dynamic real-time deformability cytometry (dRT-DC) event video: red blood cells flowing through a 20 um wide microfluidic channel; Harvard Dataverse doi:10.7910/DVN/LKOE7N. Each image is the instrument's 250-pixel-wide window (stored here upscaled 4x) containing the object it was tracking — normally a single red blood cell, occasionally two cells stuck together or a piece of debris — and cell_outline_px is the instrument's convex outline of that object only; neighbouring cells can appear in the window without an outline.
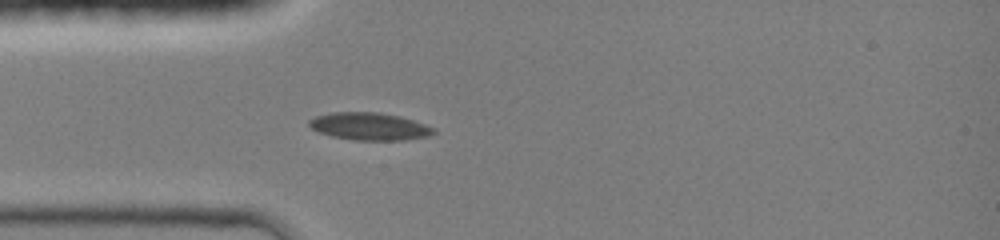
{"species": "common noctule bat (a hibernating species)", "species_latin": "Nyctalus noctula", "temperature_condition": "room temperature", "stored_images_in_passage": 10, "camera_frame_rate_fps": 3000, "um_per_image_px": 0.085, "animal": {"sex": "female", "body_mass_g": 19.0, "forearm_length_mm": 51.5}, "frame": {"image": 1, "passage_image": 1, "time_ms": 0.0, "image_size_px": [1000, 240], "cell_outline_px": [[436, 132], [432, 136], [404, 140], [356, 140], [332, 136], [320, 132], [312, 128], [308, 124], [308, 120], [316, 116], [332, 112], [380, 112], [400, 116], [424, 124], [432, 128]], "centroid_in_image_um": [31.42, 10.74], "position_along_channel_um": 53.6, "area_um2": 19.88}}
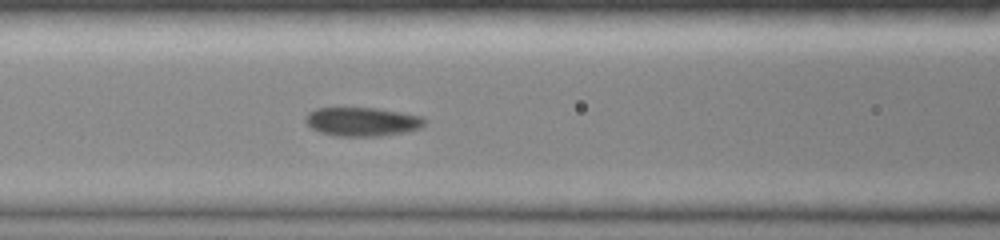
{"frame": {"image": 2, "passage_image": 7, "time_ms": 2.0, "image_size_px": [1000, 240], "cell_outline_px": [[428, 120], [420, 128], [408, 132], [380, 136], [336, 136], [320, 132], [312, 128], [304, 120], [304, 116], [308, 112], [316, 108], [376, 108], [400, 112], [420, 116]], "centroid_in_image_um": [30.79, 10.34], "position_along_channel_um": 135.8, "area_um2": 20.11}}
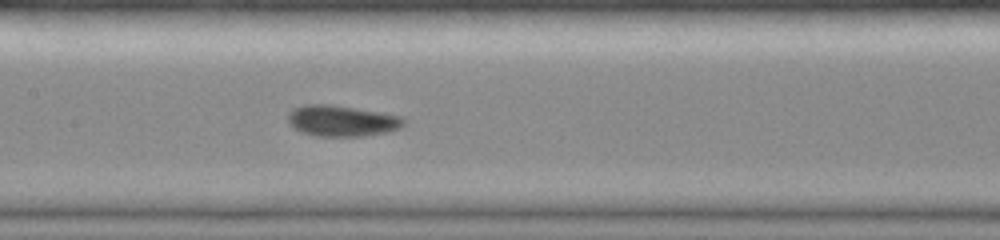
{"frame": {"image": 3, "passage_image": 10, "time_ms": 3.0, "image_size_px": [1000, 240], "cell_outline_px": [[404, 124], [400, 128], [388, 132], [364, 136], [316, 136], [304, 132], [296, 128], [288, 120], [288, 112], [292, 108], [304, 104], [332, 104], [400, 116], [404, 120]], "centroid_in_image_um": [29.04, 10.26], "position_along_channel_um": 178.4, "area_um2": 20.75}}